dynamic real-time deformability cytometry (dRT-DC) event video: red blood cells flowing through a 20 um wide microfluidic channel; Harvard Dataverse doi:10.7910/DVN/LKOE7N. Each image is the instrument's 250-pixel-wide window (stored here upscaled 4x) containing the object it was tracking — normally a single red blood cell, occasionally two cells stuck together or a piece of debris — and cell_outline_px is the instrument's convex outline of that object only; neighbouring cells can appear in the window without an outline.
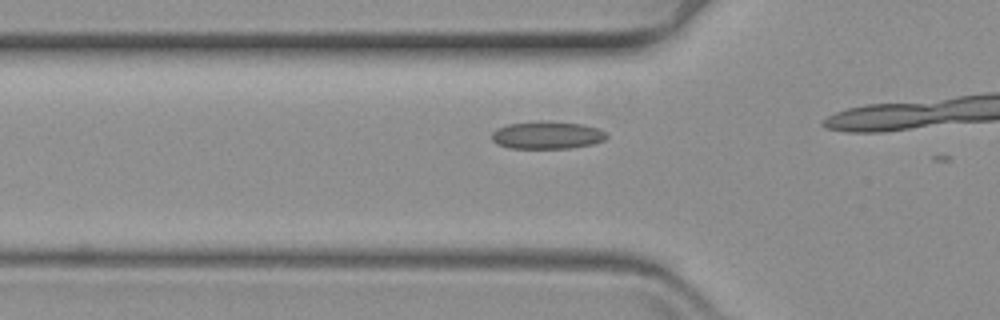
{"species": "common noctule bat (a hibernating species)", "species_latin": "Nyctalus noctula", "temperature_condition": "warm", "stored_images_in_passage": 4, "camera_frame_rate_fps": 3000, "um_per_image_px": 0.085, "animal": {"sex": "female", "body_mass_g": 19.3, "forearm_length_mm": 54.1}, "frame": {"image": 1, "passage_image": 3, "time_ms": 0.667, "image_size_px": [1000, 320], "cell_outline_px": [[608, 136], [604, 140], [592, 144], [568, 148], [512, 148], [496, 144], [492, 140], [492, 132], [496, 128], [508, 124], [540, 120], [584, 124], [596, 128], [604, 132]], "centroid_in_image_um": [46.47, 11.47], "position_along_channel_um": 79.3, "area_um2": 18.5}}